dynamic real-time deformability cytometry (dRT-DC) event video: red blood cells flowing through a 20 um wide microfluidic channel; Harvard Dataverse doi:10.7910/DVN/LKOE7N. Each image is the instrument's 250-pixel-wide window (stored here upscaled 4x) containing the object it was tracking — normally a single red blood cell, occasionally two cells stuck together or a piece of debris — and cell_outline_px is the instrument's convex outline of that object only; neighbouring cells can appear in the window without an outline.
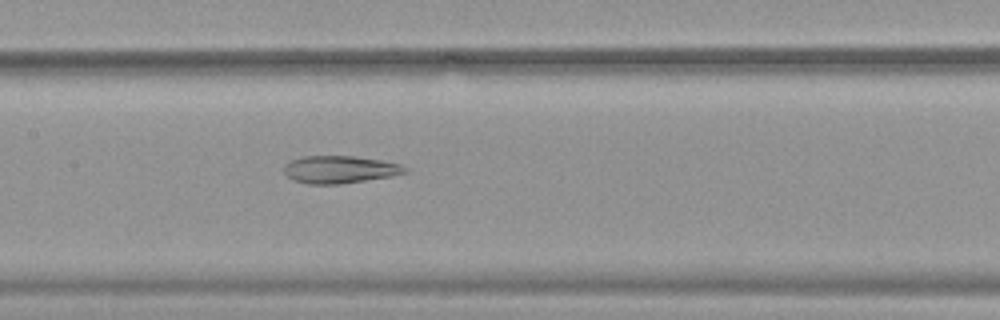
{"species": "common noctule bat (a hibernating species)", "species_latin": "Nyctalus noctula", "temperature_condition": "warm", "stored_images_in_passage": 53, "camera_frame_rate_fps": 3000, "um_per_image_px": 0.085, "animal": {"sex": "female", "body_mass_g": 19.9}, "frame": {"image": 1, "passage_image": 26, "time_ms": 8.333, "image_size_px": [1000, 320], "cell_outline_px": [[408, 172], [392, 176], [340, 184], [308, 184], [292, 180], [284, 172], [284, 164], [300, 156], [352, 156], [380, 160], [400, 164], [408, 168]], "centroid_in_image_um": [28.87, 14.41], "position_along_channel_um": 178.5, "area_um2": 19.42}}
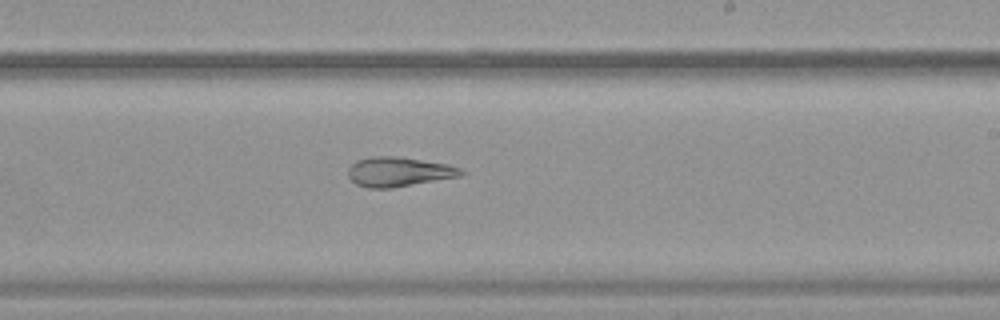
{"frame": {"image": 2, "passage_image": 32, "time_ms": 10.333, "image_size_px": [1000, 320], "cell_outline_px": [[464, 172], [460, 176], [392, 188], [368, 188], [356, 184], [348, 176], [348, 168], [356, 160], [372, 156], [396, 156], [448, 164], [460, 168]], "centroid_in_image_um": [33.86, 14.6], "position_along_channel_um": 255.1, "area_um2": 19.36}}
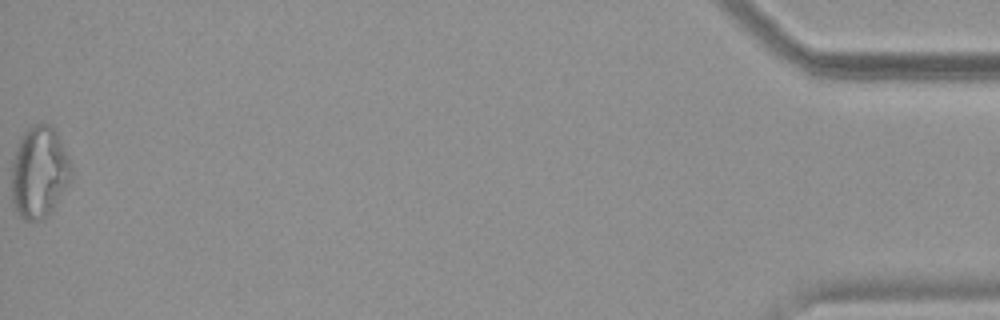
{"frame": {"image": 3, "passage_image": 53, "time_ms": 17.333, "image_size_px": [1000, 320], "cell_outline_px": [[72, 180], [52, 212], [44, 220], [24, 220], [12, 208], [12, 160], [20, 136], [32, 124], [52, 124], [68, 156], [72, 168]], "centroid_in_image_um": [3.34, 14.67], "position_along_channel_um": 431.9, "area_um2": 32.54}, "authors_computed_cell_mechanics": {"area_um2": 26.4724, "velocity_mm_per_s": 3.8561, "shape_relaxation_time_tau1_ms": null, "shape_relaxation_time_tau2_ms": 3.2066, "deformation_change_tau1": null, "deformation_change_tau2": 0.1267}}